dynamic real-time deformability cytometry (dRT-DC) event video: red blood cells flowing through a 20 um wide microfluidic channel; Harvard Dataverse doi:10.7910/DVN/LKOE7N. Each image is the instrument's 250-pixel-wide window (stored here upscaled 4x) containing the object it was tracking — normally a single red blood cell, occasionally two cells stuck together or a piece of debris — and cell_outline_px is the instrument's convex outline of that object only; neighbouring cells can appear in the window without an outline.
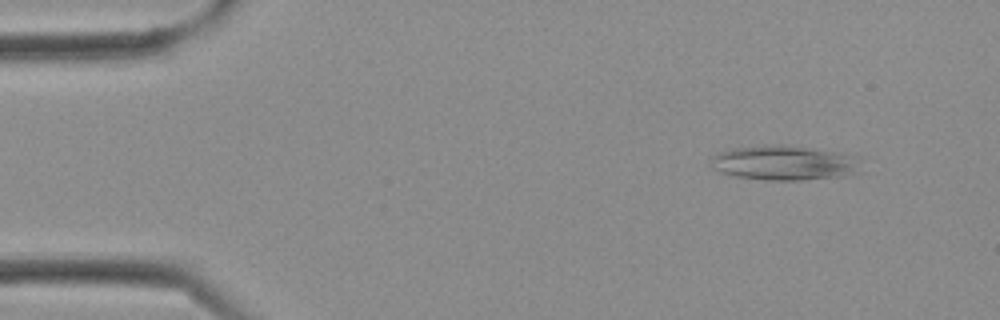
{"species": "Egyptian fruit bat (a non-hibernating species)", "species_latin": "Rousettus aegyptiacus", "temperature_condition": "cold", "stored_images_in_passage": 16, "camera_frame_rate_fps": 3000, "um_per_image_px": 0.085, "frame": {"image": 1, "passage_image": 3, "time_ms": 0.667, "image_size_px": [1000, 320], "cell_outline_px": [[864, 172], [844, 176], [800, 180], [764, 180], [736, 176], [720, 172], [712, 168], [708, 160], [712, 156], [720, 152], [732, 148], [764, 144], [780, 144], [844, 152], [856, 156], [860, 160]], "centroid_in_image_um": [66.72, 13.83], "position_along_channel_um": 18.3, "area_um2": 31.21}}
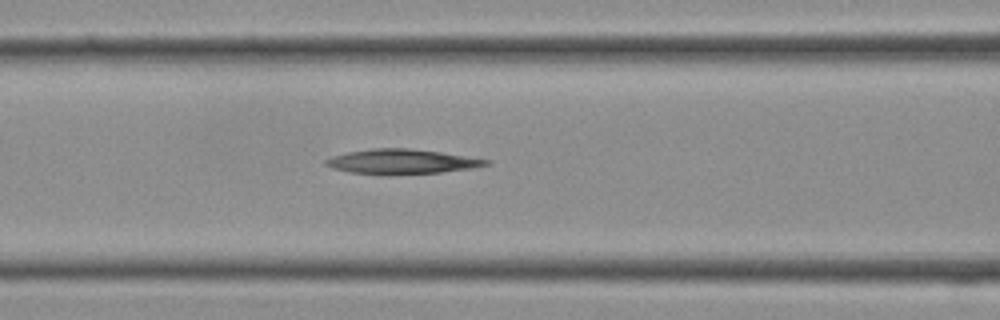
{"frame": {"image": 2, "passage_image": 12, "time_ms": 3.667, "image_size_px": [1000, 320], "cell_outline_px": [[492, 164], [472, 168], [440, 172], [348, 172], [332, 168], [324, 164], [324, 160], [332, 156], [348, 152], [372, 148], [408, 148], [440, 152], [492, 160]], "centroid_in_image_um": [34.18, 13.69], "position_along_channel_um": 132.4, "area_um2": 22.14}}
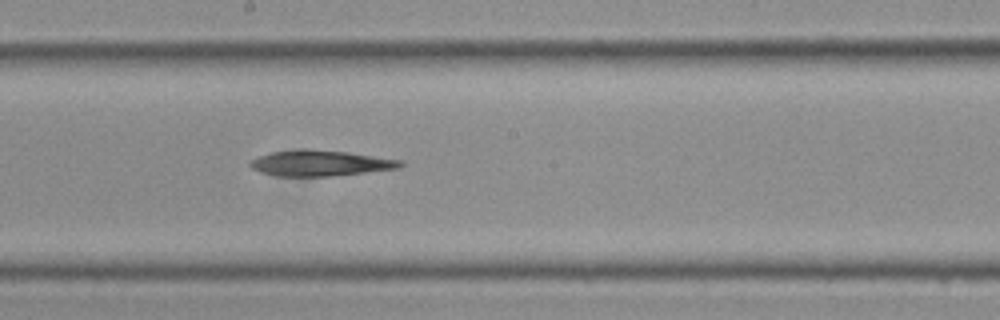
{"frame": {"image": 3, "passage_image": 16, "time_ms": 5.0, "image_size_px": [1000, 320], "cell_outline_px": [[404, 164], [400, 168], [332, 176], [276, 176], [260, 172], [252, 168], [248, 164], [248, 160], [272, 152], [300, 148], [304, 148], [348, 152], [404, 160]], "centroid_in_image_um": [27.22, 13.86], "position_along_channel_um": 221.0, "area_um2": 22.77}}